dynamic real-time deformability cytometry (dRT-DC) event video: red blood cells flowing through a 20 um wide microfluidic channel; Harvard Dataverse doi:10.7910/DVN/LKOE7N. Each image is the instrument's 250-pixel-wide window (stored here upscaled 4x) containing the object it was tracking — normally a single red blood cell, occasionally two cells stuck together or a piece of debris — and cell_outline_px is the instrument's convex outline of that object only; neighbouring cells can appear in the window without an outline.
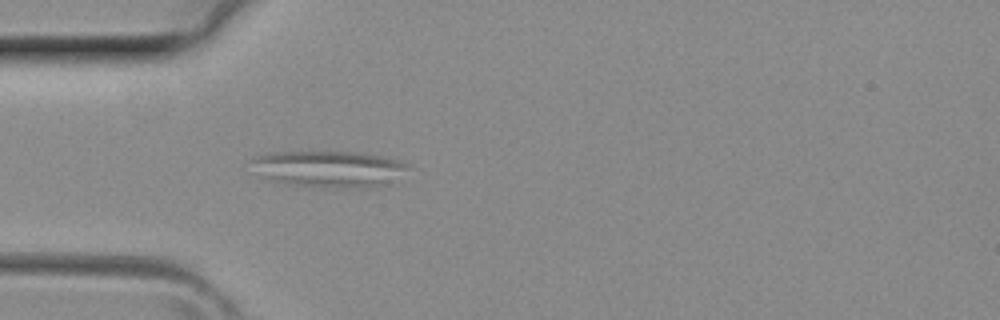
{"species": "common noctule bat (a hibernating species)", "species_latin": "Nyctalus noctula", "temperature_condition": "room temperature", "stored_images_in_passage": 3, "camera_frame_rate_fps": 3000, "um_per_image_px": 0.085, "animal": {"sex": "female", "body_mass_g": 29.2, "forearm_length_mm": 56.3}, "frame": {"image": 1, "passage_image": 3, "time_ms": 0.667, "image_size_px": [1000, 320], "cell_outline_px": [[412, 168], [384, 180], [360, 188], [336, 188], [288, 184], [264, 176], [248, 160], [252, 156], [268, 152], [312, 148], [364, 152], [388, 156], [400, 160], [408, 164]], "centroid_in_image_um": [27.85, 14.24], "position_along_channel_um": 57.1, "area_um2": 33.87}}